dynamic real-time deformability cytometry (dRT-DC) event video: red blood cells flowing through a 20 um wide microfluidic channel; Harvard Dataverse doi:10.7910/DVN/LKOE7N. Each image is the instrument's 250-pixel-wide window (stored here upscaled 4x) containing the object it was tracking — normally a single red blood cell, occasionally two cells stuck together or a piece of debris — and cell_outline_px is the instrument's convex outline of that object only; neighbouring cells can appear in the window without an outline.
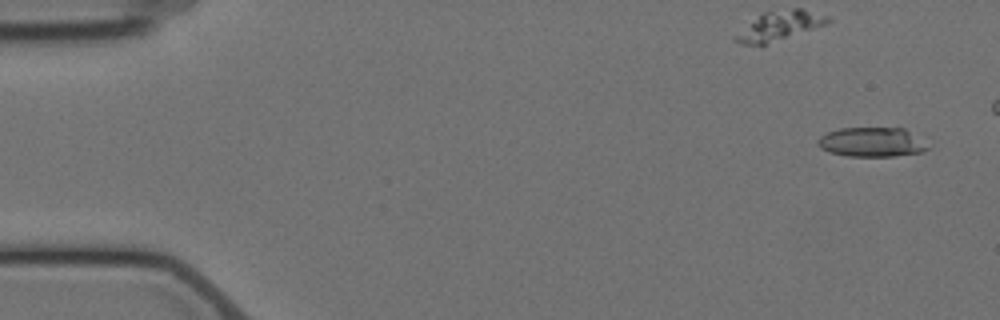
{"species": "Egyptian fruit bat (a non-hibernating species)", "species_latin": "Rousettus aegyptiacus", "temperature_condition": "cold", "stored_images_in_passage": 9, "segment_of_instrument_passage": [1, 2], "camera_frame_rate_fps": 3000, "um_per_image_px": 0.085, "animal": {"sex": "female"}, "frame": {"image": 1, "passage_image": 1, "time_ms": 0.0, "image_size_px": [1000, 320], "cell_outline_px": [[928, 148], [924, 152], [892, 156], [848, 156], [828, 152], [820, 148], [816, 144], [816, 140], [820, 136], [828, 132], [840, 128], [904, 128]], "centroid_in_image_um": [73.99, 12.09], "position_along_channel_um": 11.0, "area_um2": 18.55}}
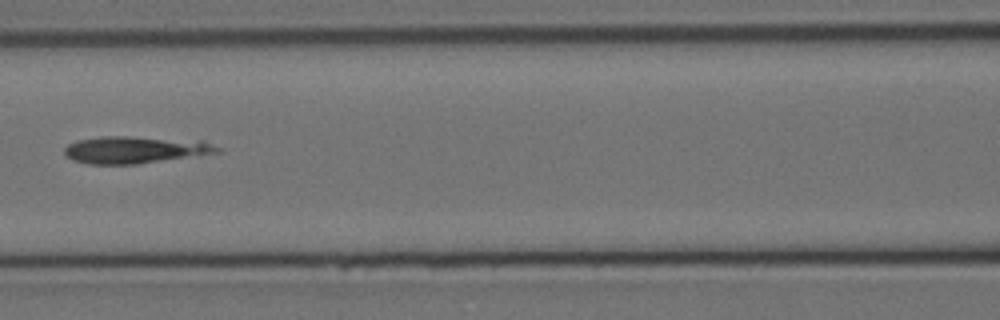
{"frame": {"image": 2, "passage_image": 7, "time_ms": 7.667, "image_size_px": [1000, 320], "cell_outline_px": [[220, 152], [136, 164], [88, 164], [72, 160], [64, 152], [64, 148], [68, 144], [76, 140], [100, 136], [128, 136], [200, 140], [220, 148]], "centroid_in_image_um": [11.43, 12.72], "position_along_channel_um": 155.2, "area_um2": 24.04}}
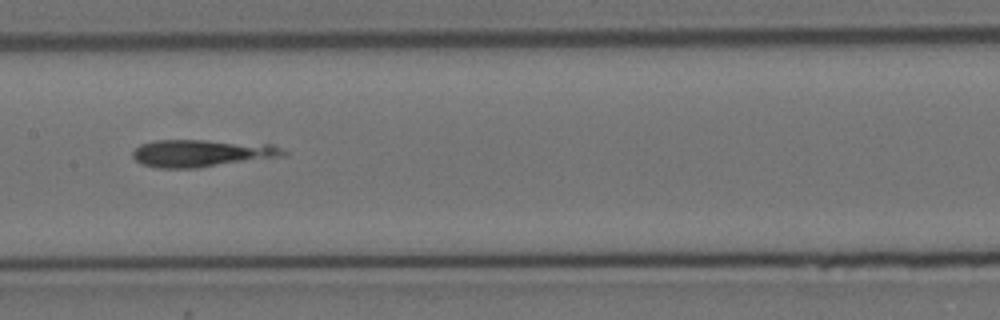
{"frame": {"image": 3, "passage_image": 8, "time_ms": 8.667, "image_size_px": [1000, 320], "cell_outline_px": [[288, 152], [284, 156], [196, 168], [156, 168], [140, 164], [132, 156], [132, 152], [140, 144], [156, 140], [204, 140], [272, 144]], "centroid_in_image_um": [17.12, 13.02], "position_along_channel_um": 190.3, "area_um2": 24.04}}